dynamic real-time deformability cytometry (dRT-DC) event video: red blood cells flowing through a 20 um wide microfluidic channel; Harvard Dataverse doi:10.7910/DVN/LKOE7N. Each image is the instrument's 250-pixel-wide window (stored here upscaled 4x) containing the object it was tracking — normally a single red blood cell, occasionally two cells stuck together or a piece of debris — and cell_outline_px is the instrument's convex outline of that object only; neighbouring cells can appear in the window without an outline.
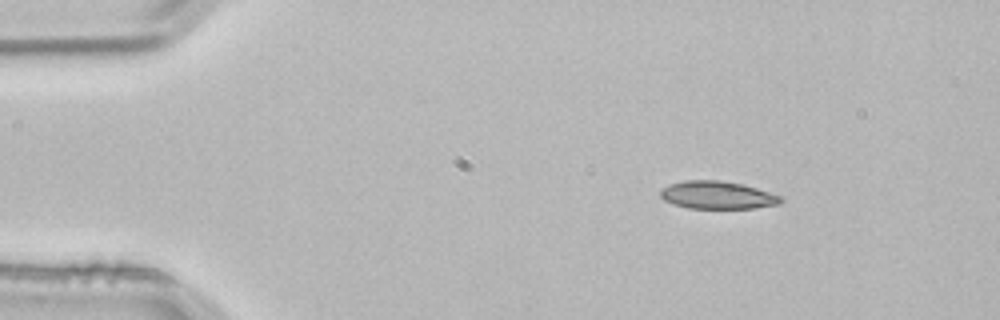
{"species": "common noctule bat (a hibernating species)", "species_latin": "Nyctalus noctula", "temperature_condition": "room temperature", "stored_images_in_passage": 3, "camera_frame_rate_fps": 3000, "um_per_image_px": 0.085, "animal": {"sex": "male", "body_mass_g": 21.5, "forearm_length_mm": 52.0}, "frame": {"image": 1, "passage_image": 1, "time_ms": 0.0, "image_size_px": [1000, 320], "cell_outline_px": [[784, 200], [780, 204], [752, 208], [688, 208], [672, 204], [664, 200], [660, 196], [660, 188], [668, 184], [684, 180], [720, 180], [740, 184], [756, 188], [780, 196]], "centroid_in_image_um": [60.92, 16.58], "position_along_channel_um": 24.1, "area_um2": 19.48}}
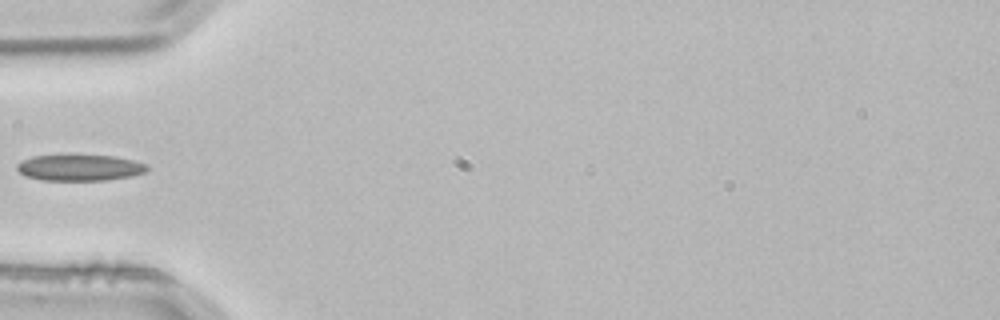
{"frame": {"image": 2, "passage_image": 3, "time_ms": 0.667, "image_size_px": [1000, 320], "cell_outline_px": [[148, 172], [132, 176], [108, 180], [40, 180], [24, 176], [16, 168], [16, 164], [32, 156], [68, 152], [116, 156], [148, 164]], "centroid_in_image_um": [6.77, 14.2], "position_along_channel_um": 78.2, "area_um2": 20.98}}